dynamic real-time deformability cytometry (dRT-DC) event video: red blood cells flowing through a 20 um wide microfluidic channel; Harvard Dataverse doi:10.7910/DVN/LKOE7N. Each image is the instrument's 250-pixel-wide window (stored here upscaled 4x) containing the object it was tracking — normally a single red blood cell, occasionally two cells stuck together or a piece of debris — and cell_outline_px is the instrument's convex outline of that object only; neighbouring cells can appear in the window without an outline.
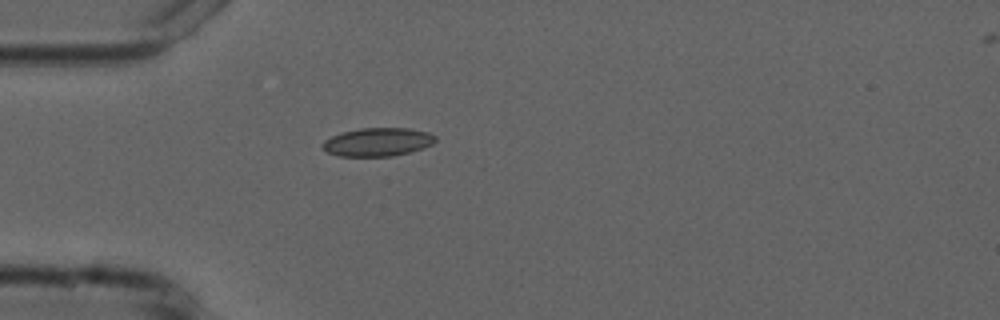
{"species": "common noctule bat (a hibernating species)", "species_latin": "Nyctalus noctula", "temperature_condition": "cold", "stored_images_in_passage": 40, "camera_frame_rate_fps": 3000, "um_per_image_px": 0.085, "animal": {"sex": "male", "forearm_length_mm": 52.5}, "frame": {"image": 1, "passage_image": 1, "time_ms": 0.0, "image_size_px": [1000, 320], "cell_outline_px": [[436, 140], [432, 144], [424, 148], [392, 156], [340, 156], [328, 152], [320, 144], [324, 140], [332, 136], [344, 132], [360, 128], [412, 128], [428, 132], [436, 136]], "centroid_in_image_um": [32.13, 12.06], "position_along_channel_um": 52.9, "area_um2": 18.61}}
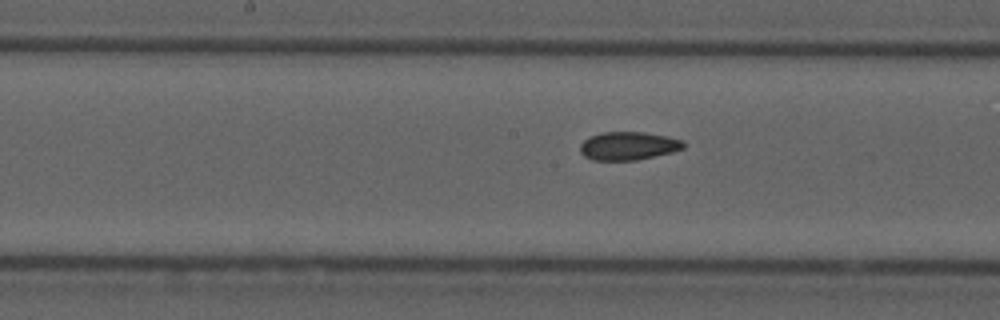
{"frame": {"image": 2, "passage_image": 13, "time_ms": 4.0, "image_size_px": [1000, 320], "cell_outline_px": [[684, 148], [672, 152], [636, 160], [592, 160], [584, 156], [580, 152], [580, 144], [588, 136], [600, 132], [644, 132], [664, 136], [680, 140], [684, 144]], "centroid_in_image_um": [53.34, 12.4], "position_along_channel_um": 194.9, "area_um2": 16.94}}
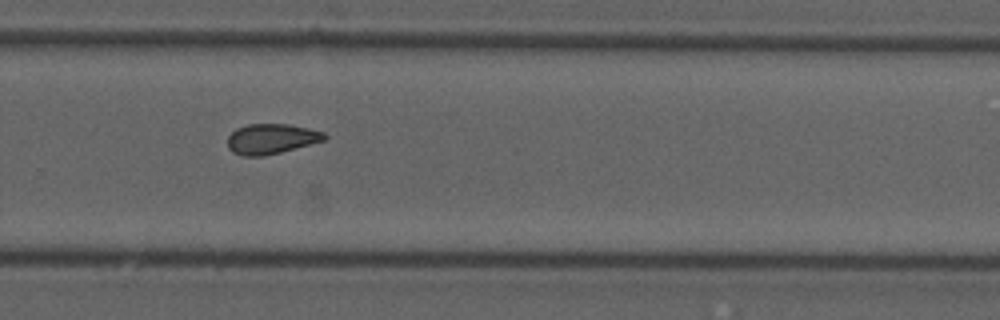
{"frame": {"image": 3, "passage_image": 22, "time_ms": 7.0, "image_size_px": [1000, 320], "cell_outline_px": [[328, 136], [324, 140], [280, 152], [264, 156], [244, 156], [232, 152], [228, 148], [228, 136], [236, 128], [248, 124], [288, 124], [308, 128], [324, 132]], "centroid_in_image_um": [23.04, 11.8], "position_along_channel_um": 306.8, "area_um2": 16.94}, "authors_computed_cell_mechanics": {"area_um2": 17.34, "velocity_mm_per_s": 3.7479, "shape_relaxation_time_tau1_ms": 9.7951, "shape_relaxation_time_tau2_ms": 2.2335, "deformation_change_tau1": 0.1459, "deformation_change_tau2": 0.0594}}